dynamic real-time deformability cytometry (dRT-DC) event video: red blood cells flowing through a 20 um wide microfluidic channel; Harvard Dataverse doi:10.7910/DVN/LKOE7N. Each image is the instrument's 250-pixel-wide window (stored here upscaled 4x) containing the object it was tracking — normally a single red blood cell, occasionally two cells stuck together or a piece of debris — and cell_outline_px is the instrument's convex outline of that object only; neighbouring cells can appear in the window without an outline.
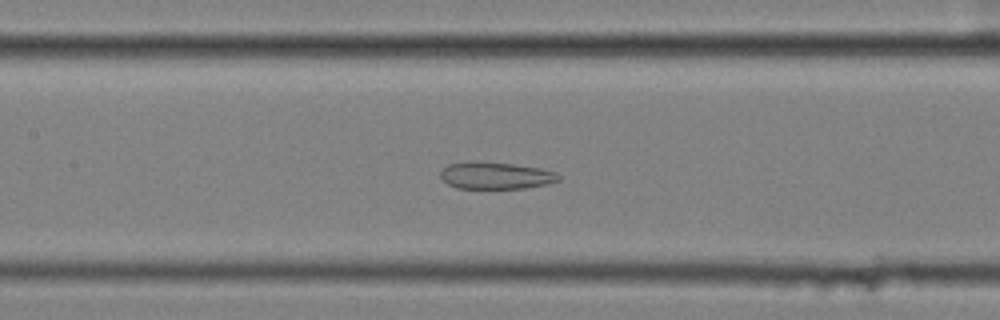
{"species": "common noctule bat (a hibernating species)", "species_latin": "Nyctalus noctula", "temperature_condition": "cold", "stored_images_in_passage": 39, "camera_frame_rate_fps": 3000, "um_per_image_px": 0.085, "animal": {"sex": "female", "body_mass_g": 25.1}, "frame": {"image": 1, "passage_image": 9, "time_ms": 2.667, "image_size_px": [1000, 320], "cell_outline_px": [[560, 180], [548, 184], [524, 188], [456, 188], [448, 184], [440, 176], [440, 172], [448, 164], [512, 164], [540, 168], [556, 172], [560, 176]], "centroid_in_image_um": [42.21, 14.97], "position_along_channel_um": 165.2, "area_um2": 17.74}}
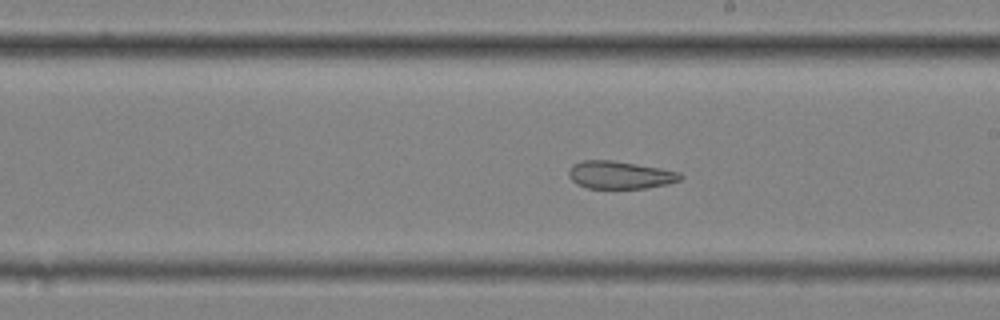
{"frame": {"image": 2, "passage_image": 15, "time_ms": 4.667, "image_size_px": [1000, 320], "cell_outline_px": [[684, 176], [680, 180], [668, 184], [648, 188], [588, 188], [576, 184], [568, 176], [568, 172], [572, 164], [584, 160], [612, 160], [660, 168], [680, 172]], "centroid_in_image_um": [52.7, 14.87], "position_along_channel_um": 236.3, "area_um2": 18.09}}
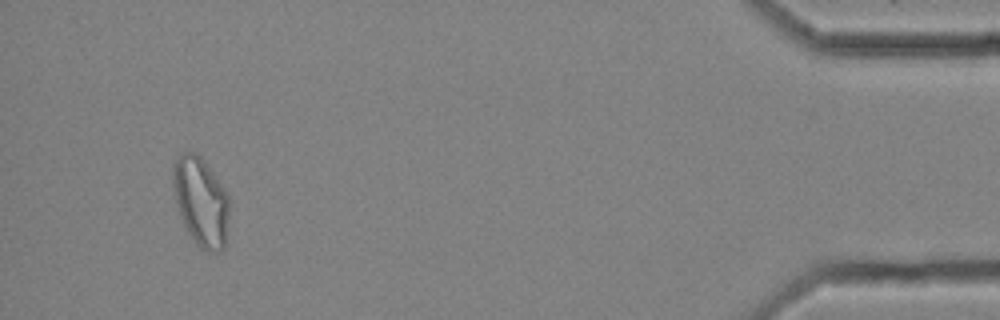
{"frame": {"image": 3, "passage_image": 36, "time_ms": 11.667, "image_size_px": [1000, 320], "cell_outline_px": [[228, 232], [224, 248], [220, 252], [208, 252], [200, 248], [196, 244], [188, 232], [176, 208], [172, 184], [172, 168], [176, 160], [184, 152], [196, 152], [204, 160], [228, 196]], "centroid_in_image_um": [17.06, 17.17], "position_along_channel_um": 418.1, "area_um2": 29.25}, "authors_computed_cell_mechanics": {"area_um2": 20.4034, "velocity_mm_per_s": 3.5624, "shape_relaxation_time_tau1_ms": null, "shape_relaxation_time_tau2_ms": 3.1258, "deformation_change_tau1": null, "deformation_change_tau2": 0.1019}}